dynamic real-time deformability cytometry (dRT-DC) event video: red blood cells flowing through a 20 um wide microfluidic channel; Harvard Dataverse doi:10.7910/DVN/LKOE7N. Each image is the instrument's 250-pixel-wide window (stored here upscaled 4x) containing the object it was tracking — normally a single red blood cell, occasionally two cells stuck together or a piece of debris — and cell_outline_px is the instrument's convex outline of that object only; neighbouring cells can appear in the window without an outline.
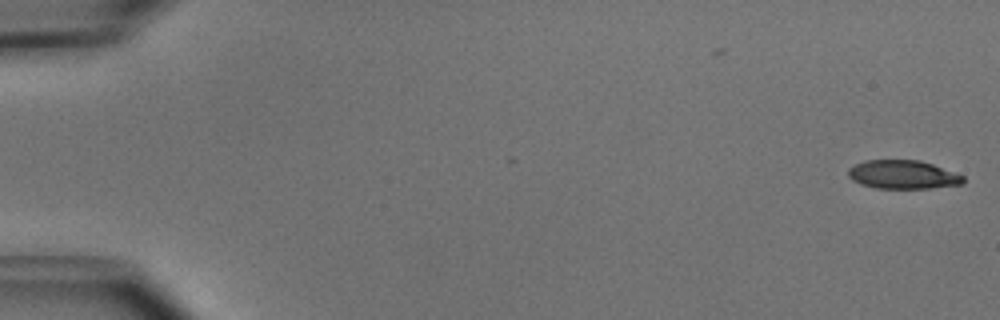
{"species": "common noctule bat (a hibernating species)", "species_latin": "Nyctalus noctula", "temperature_condition": "cold", "stored_images_in_passage": 51, "camera_frame_rate_fps": 3000, "um_per_image_px": 0.085, "animal": {"sex": "male", "body_mass_g": 15.6}, "frame": {"image": 1, "passage_image": 1, "time_ms": 0.0, "image_size_px": [1000, 320], "cell_outline_px": [[964, 184], [932, 188], [876, 188], [860, 184], [852, 180], [848, 176], [848, 168], [864, 160], [920, 160], [932, 164], [964, 176]], "centroid_in_image_um": [76.73, 14.84], "position_along_channel_um": 8.3, "area_um2": 19.19}}
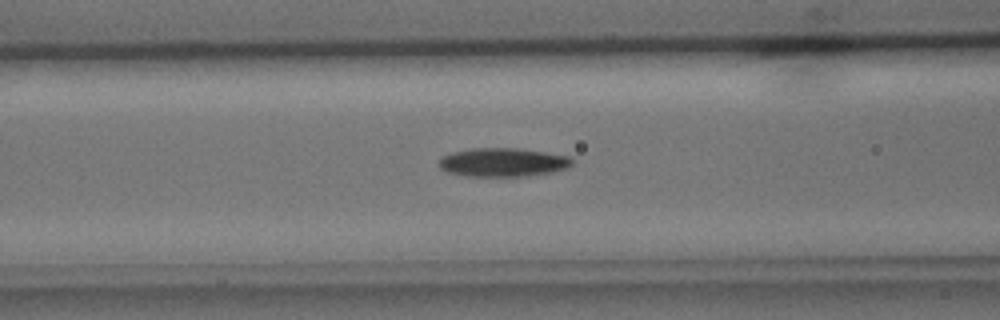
{"frame": {"image": 2, "passage_image": 21, "time_ms": 6.667, "image_size_px": [1000, 320], "cell_outline_px": [[572, 164], [568, 168], [552, 172], [524, 176], [468, 176], [448, 172], [440, 168], [440, 160], [444, 156], [452, 152], [472, 148], [516, 148], [544, 152], [568, 156], [572, 160]], "centroid_in_image_um": [42.76, 13.79], "position_along_channel_um": 123.8, "area_um2": 22.02}}
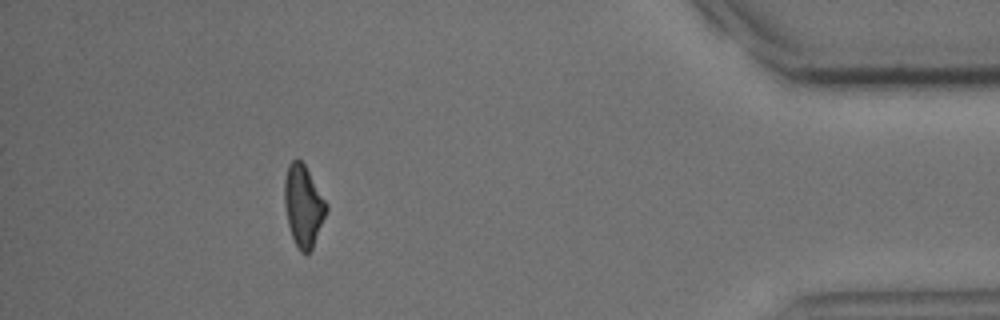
{"frame": {"image": 3, "passage_image": 46, "time_ms": 15.0, "image_size_px": [1000, 320], "cell_outline_px": [[328, 208], [312, 248], [308, 252], [300, 252], [292, 236], [288, 224], [284, 204], [284, 180], [288, 164], [296, 156], [304, 164], [328, 204]], "centroid_in_image_um": [25.77, 17.44], "position_along_channel_um": 409.4, "area_um2": 19.71}, "authors_computed_cell_mechanics": {"area_um2": 20.9236, "velocity_mm_per_s": 3.9958, "shape_relaxation_time_tau1_ms": 2.6503, "shape_relaxation_time_tau2_ms": null, "deformation_change_tau1": 0.1299, "deformation_change_tau2": null}}